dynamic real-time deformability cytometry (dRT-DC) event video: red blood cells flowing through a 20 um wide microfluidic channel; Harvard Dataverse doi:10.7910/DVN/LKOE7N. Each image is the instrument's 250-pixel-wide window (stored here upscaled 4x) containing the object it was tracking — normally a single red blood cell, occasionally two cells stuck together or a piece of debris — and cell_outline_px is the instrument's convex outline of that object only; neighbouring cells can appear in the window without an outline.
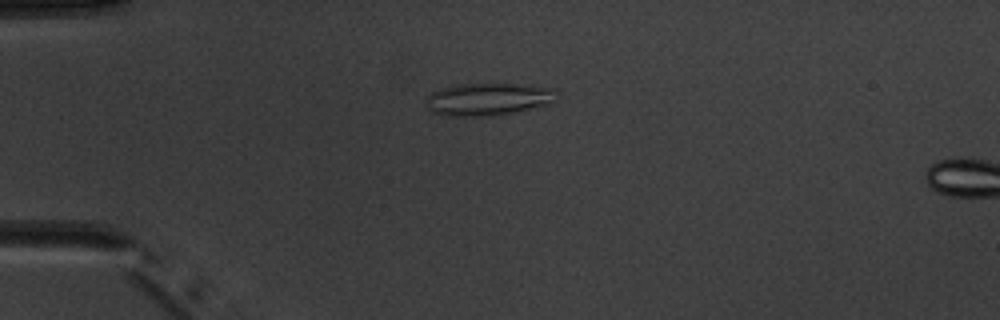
{"species": "common noctule bat (a hibernating species)", "species_latin": "Nyctalus noctula", "temperature_condition": "warm", "stored_images_in_passage": 5, "camera_frame_rate_fps": 3000, "um_per_image_px": 0.085, "animal": {"sex": "male", "body_mass_g": 20.1, "forearm_length_mm": 53.5}, "frame": {"image": 1, "passage_image": 4, "time_ms": 3.333, "image_size_px": [1000, 320], "cell_outline_px": [[556, 88], [552, 100], [548, 104], [512, 112], [488, 116], [448, 116], [432, 112], [424, 104], [424, 100], [432, 92], [440, 88], [460, 84], [516, 84]], "centroid_in_image_um": [41.39, 8.43], "position_along_channel_um": 43.6, "area_um2": 24.45}}